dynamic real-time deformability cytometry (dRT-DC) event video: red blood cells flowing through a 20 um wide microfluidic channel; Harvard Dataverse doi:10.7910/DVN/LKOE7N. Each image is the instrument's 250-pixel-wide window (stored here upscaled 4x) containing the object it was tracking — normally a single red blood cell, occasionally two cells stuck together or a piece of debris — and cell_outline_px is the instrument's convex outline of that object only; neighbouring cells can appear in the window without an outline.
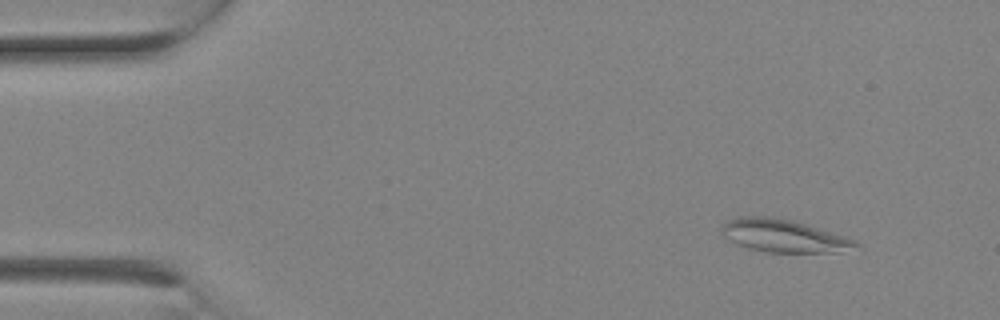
{"species": "Egyptian fruit bat (a non-hibernating species)", "species_latin": "Rousettus aegyptiacus", "temperature_condition": "room temperature", "stored_images_in_passage": 2, "camera_frame_rate_fps": 3000, "um_per_image_px": 0.085, "animal": {"sex": "female"}, "frame": {"image": 1, "passage_image": 1, "time_ms": 0.0, "image_size_px": [1000, 320], "cell_outline_px": [[860, 244], [840, 252], [764, 252], [748, 248], [724, 236], [720, 228], [728, 220], [740, 216], [772, 216], [792, 220], [844, 236], [856, 240]], "centroid_in_image_um": [66.59, 20.03], "position_along_channel_um": 18.4, "area_um2": 25.2}}